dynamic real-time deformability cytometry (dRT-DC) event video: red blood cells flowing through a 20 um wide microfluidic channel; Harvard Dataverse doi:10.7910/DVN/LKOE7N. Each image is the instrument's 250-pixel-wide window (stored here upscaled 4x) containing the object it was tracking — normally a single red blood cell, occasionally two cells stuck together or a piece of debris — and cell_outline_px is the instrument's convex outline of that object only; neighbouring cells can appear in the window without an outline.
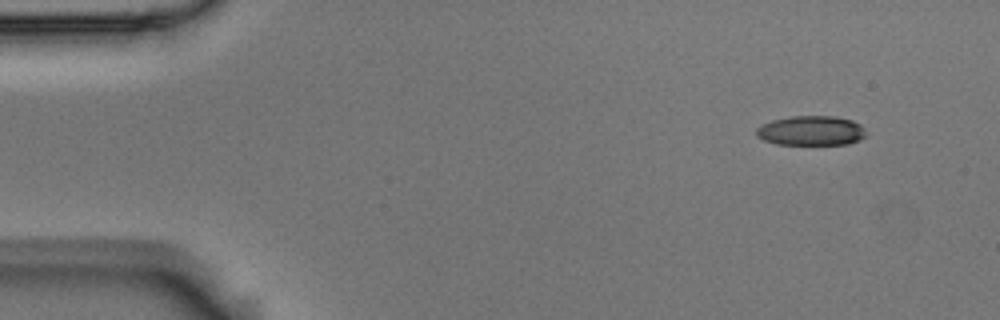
{"species": "Egyptian fruit bat (a non-hibernating species)", "species_latin": "Rousettus aegyptiacus", "temperature_condition": "room temperature", "stored_images_in_passage": 4, "camera_frame_rate_fps": 3000, "um_per_image_px": 0.085, "animal": {"sex": "male"}, "frame": {"image": 1, "passage_image": 1, "time_ms": 0.0, "image_size_px": [1000, 320], "cell_outline_px": [[864, 136], [860, 140], [848, 144], [776, 144], [764, 140], [756, 136], [756, 128], [760, 124], [772, 120], [792, 116], [836, 116], [852, 120], [860, 124], [864, 128]], "centroid_in_image_um": [68.92, 11.1], "position_along_channel_um": 16.1, "area_um2": 19.02}}
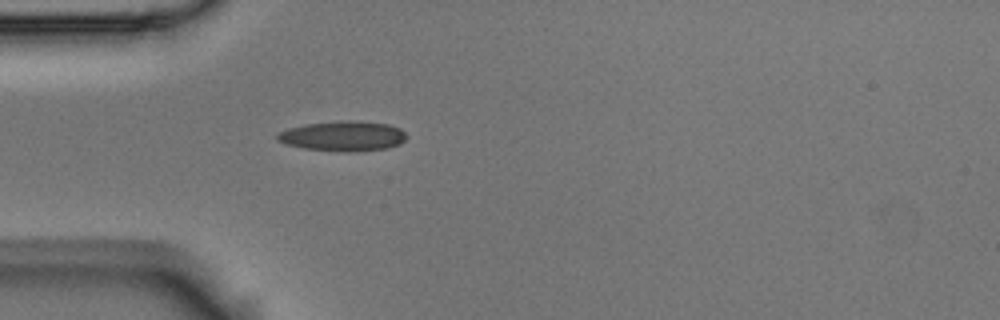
{"frame": {"image": 2, "passage_image": 4, "time_ms": 1.0, "image_size_px": [1000, 320], "cell_outline_px": [[408, 136], [400, 144], [384, 148], [348, 152], [304, 148], [284, 144], [276, 140], [276, 132], [288, 128], [304, 124], [340, 120], [356, 120], [388, 124], [400, 128]], "centroid_in_image_um": [29.11, 11.55], "position_along_channel_um": 55.9, "area_um2": 22.77}}